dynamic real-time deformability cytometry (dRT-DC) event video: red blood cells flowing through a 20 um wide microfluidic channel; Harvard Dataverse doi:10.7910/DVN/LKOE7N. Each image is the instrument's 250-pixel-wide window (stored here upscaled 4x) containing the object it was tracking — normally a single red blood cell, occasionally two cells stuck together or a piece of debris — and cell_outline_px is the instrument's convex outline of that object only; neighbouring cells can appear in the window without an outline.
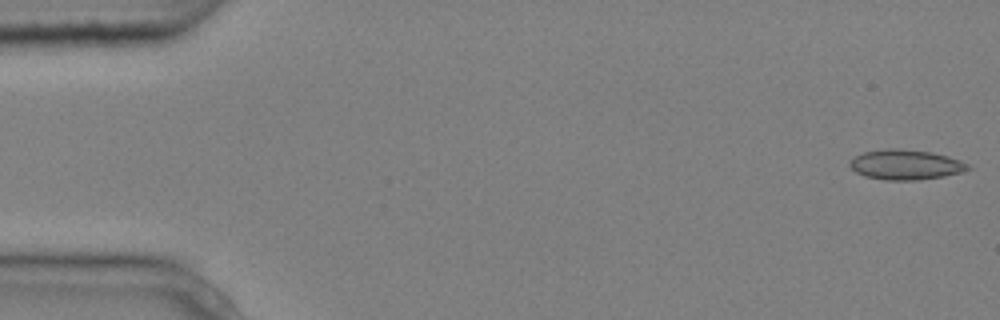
{"species": "common noctule bat (a hibernating species)", "species_latin": "Nyctalus noctula", "temperature_condition": "cold", "stored_images_in_passage": 4, "camera_frame_rate_fps": 3000, "um_per_image_px": 0.085, "animal": {"sex": "male", "body_mass_g": 20.4}, "frame": {"image": 1, "passage_image": 1, "time_ms": 0.0, "image_size_px": [1000, 320], "cell_outline_px": [[972, 168], [964, 172], [944, 176], [916, 180], [884, 180], [864, 176], [856, 172], [848, 164], [848, 160], [864, 152], [888, 148], [900, 148], [932, 152], [948, 156], [968, 164]], "centroid_in_image_um": [76.97, 13.99], "position_along_channel_um": 8.0, "area_um2": 20.81}}